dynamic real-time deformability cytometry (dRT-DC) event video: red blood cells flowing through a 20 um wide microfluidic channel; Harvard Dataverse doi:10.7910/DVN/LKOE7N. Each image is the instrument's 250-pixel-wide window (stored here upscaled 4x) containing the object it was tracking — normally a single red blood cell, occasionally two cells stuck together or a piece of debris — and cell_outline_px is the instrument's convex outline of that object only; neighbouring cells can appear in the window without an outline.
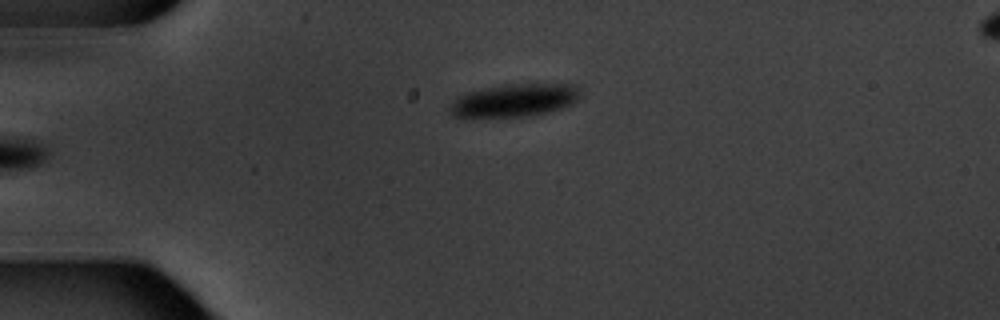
{"species": "common noctule bat (a hibernating species)", "species_latin": "Nyctalus noctula", "temperature_condition": "warm", "stored_images_in_passage": 3, "camera_frame_rate_fps": 3000, "um_per_image_px": 0.085, "animal": {"sex": "male", "body_mass_g": 20.1, "forearm_length_mm": 53.5}, "frame": {"image": 1, "passage_image": 1, "time_ms": 0.0, "image_size_px": [1000, 320], "cell_outline_px": [[580, 100], [564, 108], [528, 116], [472, 120], [464, 120], [452, 116], [448, 112], [448, 104], [456, 96], [468, 92], [500, 84], [528, 80], [576, 84], [580, 88]], "centroid_in_image_um": [43.68, 8.51], "position_along_channel_um": 41.3, "area_um2": 27.57}}